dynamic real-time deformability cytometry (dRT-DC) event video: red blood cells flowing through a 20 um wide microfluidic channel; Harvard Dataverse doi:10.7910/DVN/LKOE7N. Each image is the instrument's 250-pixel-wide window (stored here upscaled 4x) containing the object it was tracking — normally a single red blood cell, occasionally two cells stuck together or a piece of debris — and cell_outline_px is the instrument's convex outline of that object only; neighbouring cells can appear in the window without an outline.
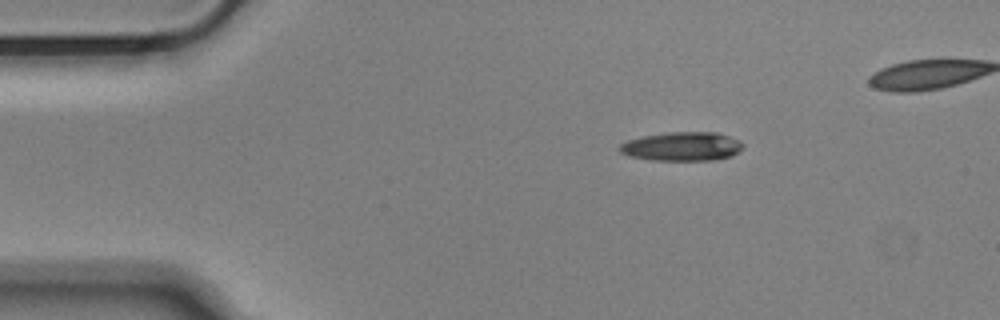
{"species": "Egyptian fruit bat (a non-hibernating species)", "species_latin": "Rousettus aegyptiacus", "temperature_condition": "cold", "stored_images_in_passage": 42, "camera_frame_rate_fps": 3000, "um_per_image_px": 0.085, "animal": {"sex": "male"}, "frame": {"image": 1, "passage_image": 1, "time_ms": 0.0, "image_size_px": [1000, 320], "cell_outline_px": [[744, 148], [732, 156], [712, 160], [652, 160], [628, 156], [620, 152], [616, 148], [620, 144], [628, 140], [644, 136], [668, 132], [716, 132], [728, 136], [744, 144]], "centroid_in_image_um": [57.95, 12.45], "position_along_channel_um": 27.1, "area_um2": 20.81}}
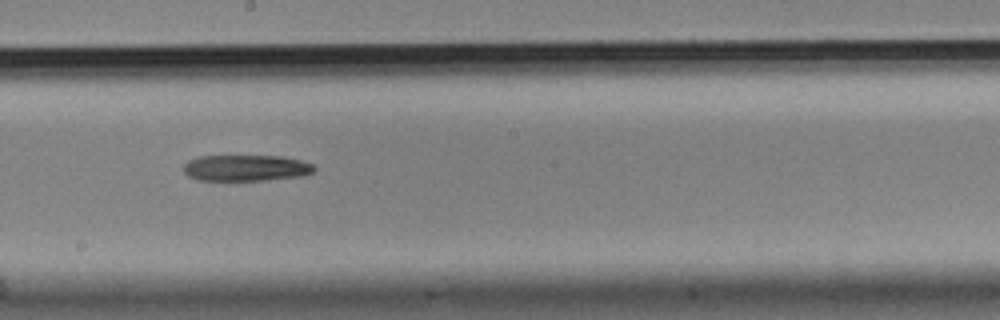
{"frame": {"image": 2, "passage_image": 22, "time_ms": 7.0, "image_size_px": [1000, 320], "cell_outline_px": [[316, 168], [312, 172], [304, 176], [268, 180], [196, 180], [188, 176], [184, 172], [184, 164], [188, 160], [200, 156], [280, 156], [300, 160], [312, 164]], "centroid_in_image_um": [20.9, 14.28], "position_along_channel_um": 227.3, "area_um2": 20.0}}
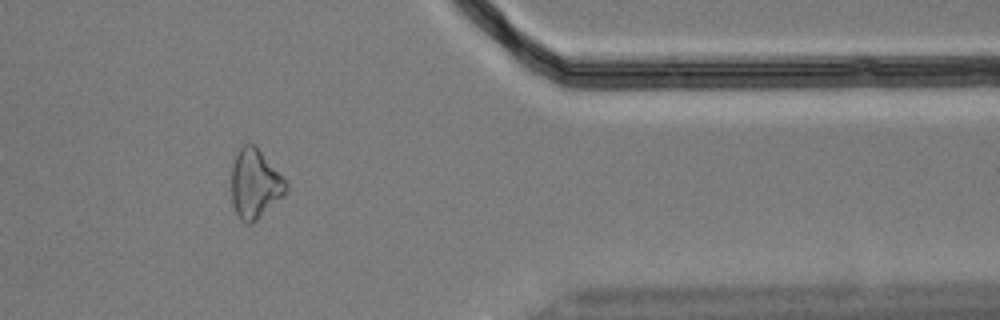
{"frame": {"image": 3, "passage_image": 37, "time_ms": 12.0, "image_size_px": [1000, 320], "cell_outline_px": [[288, 188], [252, 224], [248, 224], [240, 220], [236, 212], [232, 200], [232, 168], [236, 156], [240, 148], [244, 144], [256, 144], [288, 180]], "centroid_in_image_um": [21.69, 15.57], "position_along_channel_um": 389.7, "area_um2": 21.85}}